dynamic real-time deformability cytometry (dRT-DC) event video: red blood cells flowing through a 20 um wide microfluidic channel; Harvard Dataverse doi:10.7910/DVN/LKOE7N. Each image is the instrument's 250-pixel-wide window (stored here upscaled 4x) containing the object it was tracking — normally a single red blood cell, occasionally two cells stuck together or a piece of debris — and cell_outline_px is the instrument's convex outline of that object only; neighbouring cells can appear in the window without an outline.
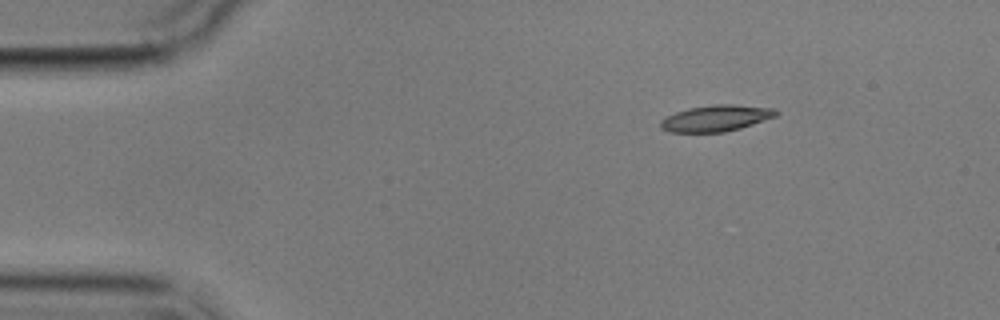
{"species": "common noctule bat (a hibernating species)", "species_latin": "Nyctalus noctula", "temperature_condition": "cold", "stored_images_in_passage": 4, "camera_frame_rate_fps": 3000, "um_per_image_px": 0.085, "animal": {"sex": "male", "body_mass_g": 17.9}, "frame": {"image": 1, "passage_image": 1, "time_ms": 0.0, "image_size_px": [1000, 320], "cell_outline_px": [[780, 112], [776, 116], [740, 128], [724, 132], [668, 132], [660, 128], [660, 120], [676, 112], [688, 108], [716, 104], [732, 104], [776, 108]], "centroid_in_image_um": [60.87, 10.04], "position_along_channel_um": 24.1, "area_um2": 17.69}}
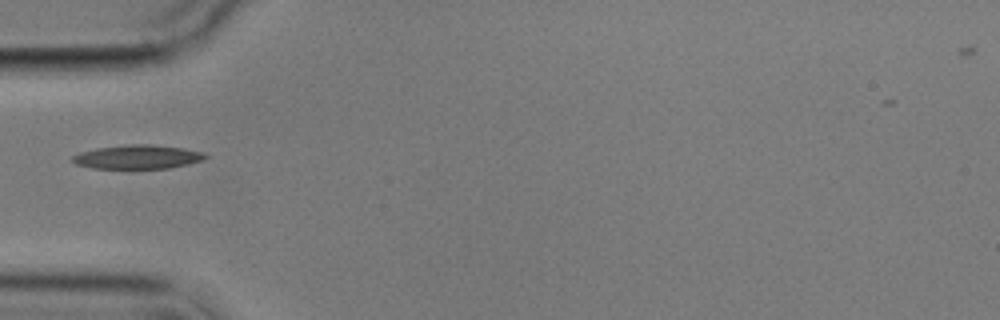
{"frame": {"image": 2, "passage_image": 4, "time_ms": 3.333, "image_size_px": [1000, 320], "cell_outline_px": [[208, 156], [204, 160], [188, 164], [168, 168], [92, 168], [76, 164], [72, 160], [72, 156], [80, 152], [96, 148], [128, 144], [148, 144], [184, 148], [204, 152]], "centroid_in_image_um": [11.72, 13.33], "position_along_channel_um": 73.3, "area_um2": 18.5}}